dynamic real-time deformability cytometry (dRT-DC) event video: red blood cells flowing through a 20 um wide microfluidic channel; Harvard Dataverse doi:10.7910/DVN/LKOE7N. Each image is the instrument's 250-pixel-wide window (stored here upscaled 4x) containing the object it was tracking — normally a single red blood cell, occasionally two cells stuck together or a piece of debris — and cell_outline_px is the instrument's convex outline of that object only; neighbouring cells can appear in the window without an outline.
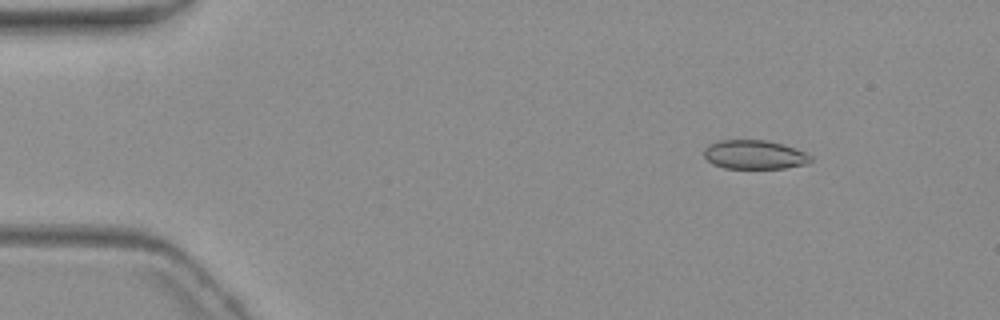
{"species": "common noctule bat (a hibernating species)", "species_latin": "Nyctalus noctula", "temperature_condition": "warm", "stored_images_in_passage": 6, "camera_frame_rate_fps": 3000, "um_per_image_px": 0.085, "animal": {"sex": "female", "body_mass_g": 19.3, "forearm_length_mm": 54.1}, "frame": {"image": 1, "passage_image": 2, "time_ms": 1.333, "image_size_px": [1000, 320], "cell_outline_px": [[812, 160], [808, 164], [784, 168], [724, 168], [712, 164], [704, 156], [704, 148], [708, 144], [720, 140], [768, 140], [804, 152], [812, 156]], "centroid_in_image_um": [64.1, 13.15], "position_along_channel_um": 20.9, "area_um2": 17.98}}
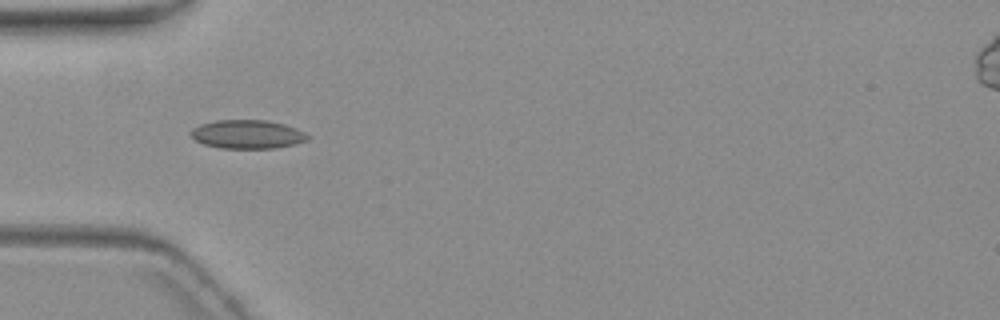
{"frame": {"image": 2, "passage_image": 5, "time_ms": 5.0, "image_size_px": [1000, 320], "cell_outline_px": [[312, 136], [308, 140], [296, 144], [276, 148], [220, 148], [204, 144], [196, 140], [188, 132], [192, 128], [200, 124], [216, 120], [268, 120], [284, 124], [296, 128]], "centroid_in_image_um": [21.05, 11.41], "position_along_channel_um": 63.9, "area_um2": 19.71}}
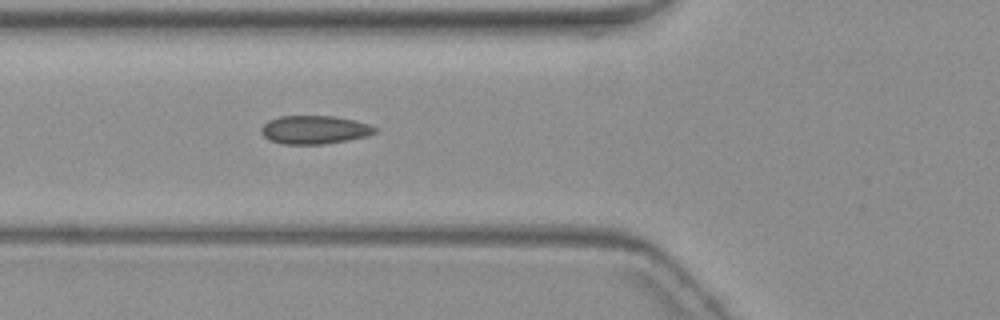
{"frame": {"image": 3, "passage_image": 6, "time_ms": 6.0, "image_size_px": [1000, 320], "cell_outline_px": [[376, 132], [368, 136], [348, 140], [324, 144], [284, 144], [272, 140], [264, 136], [260, 132], [260, 128], [268, 120], [280, 116], [332, 116], [356, 120], [368, 124], [376, 128]], "centroid_in_image_um": [26.73, 11.02], "position_along_channel_um": 99.1, "area_um2": 18.79}}